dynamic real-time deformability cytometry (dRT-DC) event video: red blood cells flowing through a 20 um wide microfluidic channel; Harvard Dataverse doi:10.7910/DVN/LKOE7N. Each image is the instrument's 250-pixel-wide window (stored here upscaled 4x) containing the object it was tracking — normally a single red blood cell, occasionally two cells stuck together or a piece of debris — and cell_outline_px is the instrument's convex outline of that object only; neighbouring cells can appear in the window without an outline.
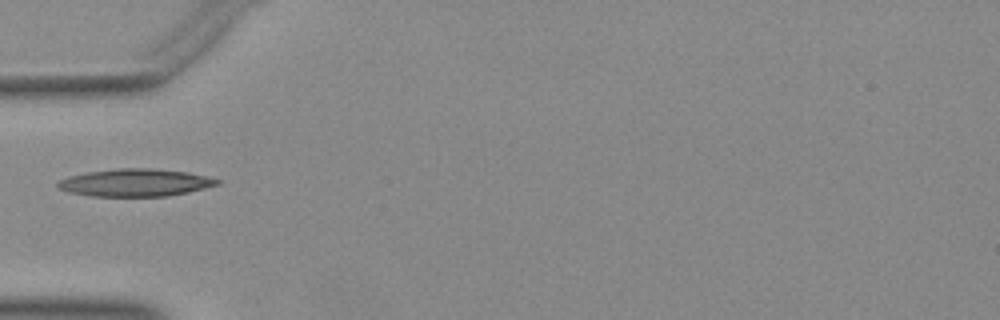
{"species": "Egyptian fruit bat (a non-hibernating species)", "species_latin": "Rousettus aegyptiacus", "temperature_condition": "warm", "stored_images_in_passage": 21, "camera_frame_rate_fps": 3000, "um_per_image_px": 0.085, "animal": {"sex": "female"}, "frame": {"image": 1, "passage_image": 1, "time_ms": 0.0, "image_size_px": [1000, 320], "cell_outline_px": [[220, 184], [188, 192], [168, 196], [92, 196], [68, 192], [60, 188], [56, 184], [60, 180], [68, 176], [88, 172], [116, 168], [152, 168], [188, 172], [220, 180]], "centroid_in_image_um": [11.49, 15.52], "position_along_channel_um": 73.5, "area_um2": 25.43}}
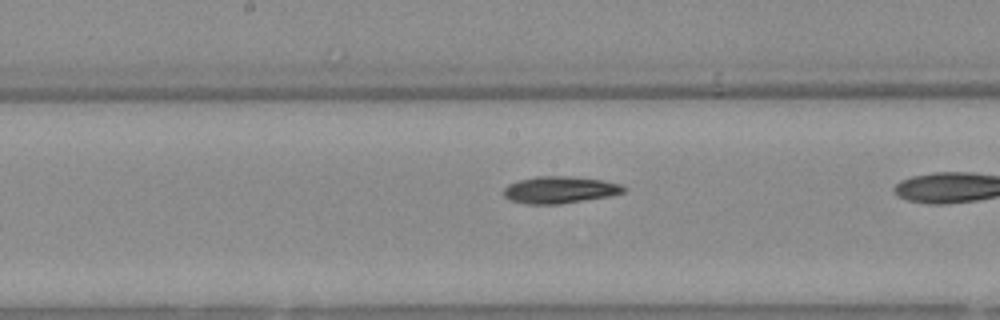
{"frame": {"image": 2, "passage_image": 8, "time_ms": 2.333, "image_size_px": [1000, 320], "cell_outline_px": [[628, 188], [624, 192], [608, 196], [560, 204], [528, 204], [512, 200], [504, 196], [504, 188], [508, 184], [520, 180], [536, 176], [568, 176], [604, 180], [620, 184]], "centroid_in_image_um": [47.6, 16.13], "position_along_channel_um": 200.6, "area_um2": 18.73}}
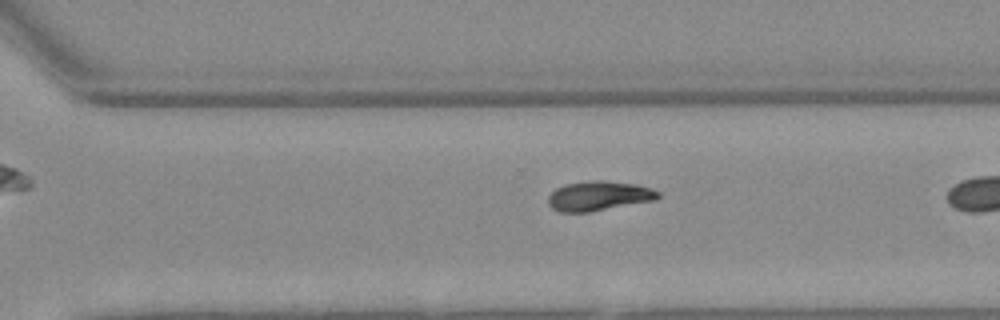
{"frame": {"image": 3, "passage_image": 17, "time_ms": 5.333, "image_size_px": [1000, 320], "cell_outline_px": [[660, 196], [656, 200], [588, 212], [560, 212], [552, 208], [548, 204], [548, 196], [556, 188], [564, 184], [592, 180], [604, 180], [636, 184], [652, 188], [660, 192]], "centroid_in_image_um": [50.91, 16.64], "position_along_channel_um": 319.7, "area_um2": 19.07}}